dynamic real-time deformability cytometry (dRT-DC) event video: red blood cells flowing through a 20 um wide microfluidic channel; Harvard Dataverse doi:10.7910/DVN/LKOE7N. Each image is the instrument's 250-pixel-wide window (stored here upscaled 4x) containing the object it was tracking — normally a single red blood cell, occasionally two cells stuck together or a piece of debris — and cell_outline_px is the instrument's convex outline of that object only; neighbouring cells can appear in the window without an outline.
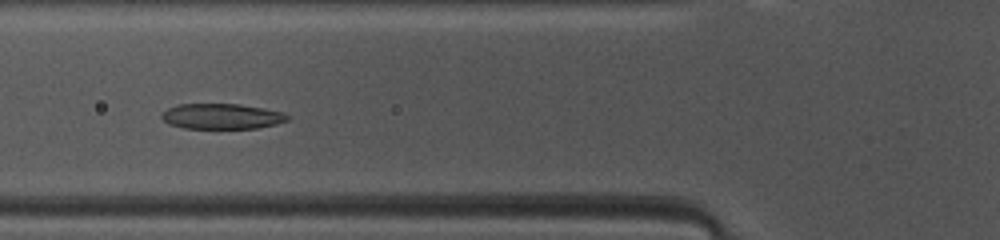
{"species": "common noctule bat (a hibernating species)", "species_latin": "Nyctalus noctula", "temperature_condition": "warm", "stored_images_in_passage": 38, "camera_frame_rate_fps": 3000, "um_per_image_px": 0.085, "animal": {"sex": "female", "body_mass_g": 10.0, "forearm_length_mm": 53.1}, "frame": {"image": 1, "passage_image": 6, "time_ms": 1.667, "image_size_px": [1000, 240], "cell_outline_px": [[288, 120], [276, 124], [260, 128], [184, 128], [168, 124], [160, 116], [168, 108], [176, 104], [240, 104], [264, 108], [284, 112], [288, 116]], "centroid_in_image_um": [18.85, 9.88], "position_along_channel_um": 106.9, "area_um2": 18.67}}
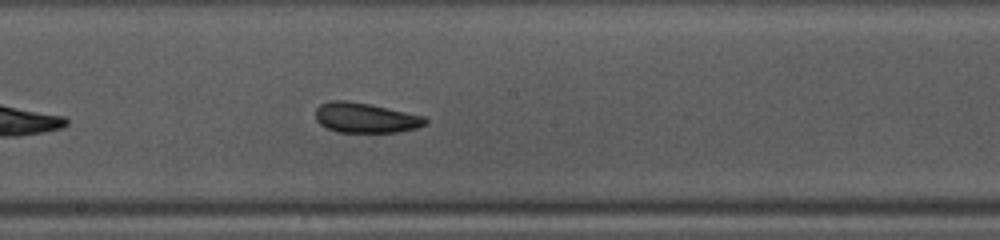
{"frame": {"image": 2, "passage_image": 14, "time_ms": 4.333, "image_size_px": [1000, 240], "cell_outline_px": [[428, 124], [416, 128], [396, 132], [336, 132], [320, 124], [316, 120], [316, 108], [320, 104], [332, 100], [348, 100], [368, 104], [424, 116], [428, 120]], "centroid_in_image_um": [31.06, 10.01], "position_along_channel_um": 217.1, "area_um2": 19.13}}
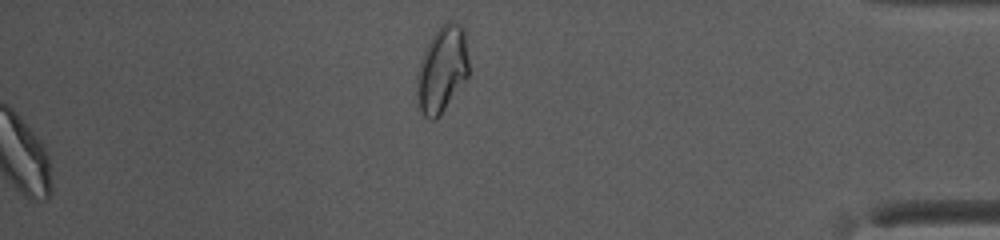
{"frame": {"image": 3, "passage_image": 38, "time_ms": 12.333, "image_size_px": [1000, 240], "cell_outline_px": [[468, 76], [440, 116], [436, 120], [428, 120], [420, 112], [416, 88], [416, 76], [420, 60], [432, 36], [448, 20], [460, 24], [464, 28], [468, 60]], "centroid_in_image_um": [37.56, 5.94], "position_along_channel_um": 397.6, "area_um2": 26.07}, "authors_computed_cell_mechanics": {"area_um2": 19.7676, "velocity_mm_per_s": 4.1205, "shape_relaxation_time_tau1_ms": 2.6135, "shape_relaxation_time_tau2_ms": 2.3711, "deformation_change_tau1": 0.1101, "deformation_change_tau2": 0.0911}}